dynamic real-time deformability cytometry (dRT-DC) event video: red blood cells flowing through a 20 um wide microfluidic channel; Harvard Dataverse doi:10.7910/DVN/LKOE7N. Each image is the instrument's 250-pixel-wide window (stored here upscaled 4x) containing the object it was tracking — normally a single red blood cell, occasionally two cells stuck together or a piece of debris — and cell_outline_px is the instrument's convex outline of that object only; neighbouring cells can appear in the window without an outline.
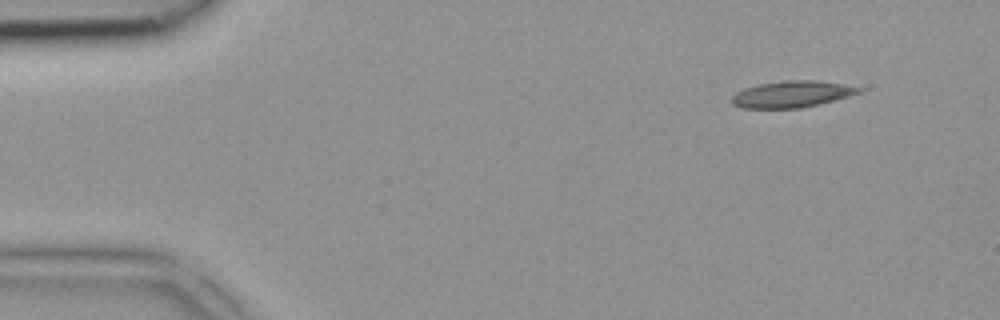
{"species": "common noctule bat (a hibernating species)", "species_latin": "Nyctalus noctula", "temperature_condition": "room temperature", "stored_images_in_passage": 2, "segment_of_instrument_passage": [2, 2], "camera_frame_rate_fps": 3000, "um_per_image_px": 0.085, "animal": {"sex": "female", "body_mass_g": 18.4}, "frame": {"image": 1, "passage_image": 2, "time_ms": 0.333, "image_size_px": [1000, 320], "cell_outline_px": [[864, 88], [860, 92], [848, 96], [820, 104], [800, 108], [744, 108], [732, 104], [732, 96], [736, 92], [744, 88], [760, 84], [784, 80], [816, 80], [844, 84]], "centroid_in_image_um": [67.31, 8.0], "position_along_channel_um": 17.7, "area_um2": 19.59}}